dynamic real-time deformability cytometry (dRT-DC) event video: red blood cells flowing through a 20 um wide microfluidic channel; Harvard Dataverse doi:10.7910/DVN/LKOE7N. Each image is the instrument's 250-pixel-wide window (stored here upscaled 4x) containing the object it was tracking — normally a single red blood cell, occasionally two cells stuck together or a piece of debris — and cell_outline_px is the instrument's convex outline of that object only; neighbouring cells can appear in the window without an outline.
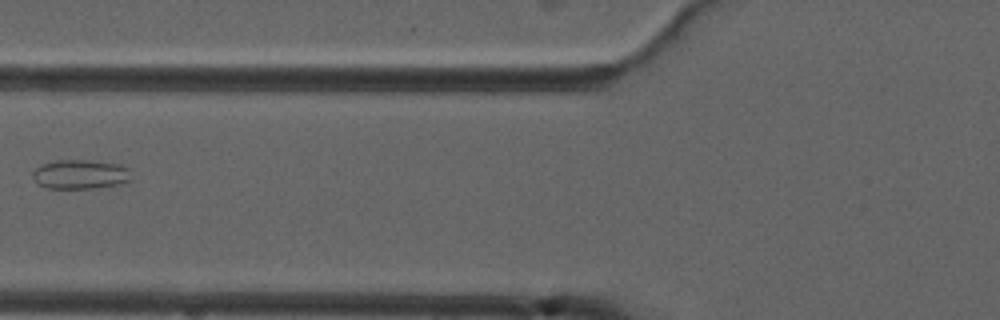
{"species": "common noctule bat (a hibernating species)", "species_latin": "Nyctalus noctula", "temperature_condition": "cold", "stored_images_in_passage": 3, "camera_frame_rate_fps": 3000, "um_per_image_px": 0.085, "animal": {"sex": "male", "forearm_length_mm": 52.5}, "frame": {"image": 1, "passage_image": 2, "time_ms": 1.333, "image_size_px": [1000, 320], "cell_outline_px": [[132, 180], [116, 184], [92, 188], [48, 188], [40, 184], [32, 176], [32, 172], [40, 164], [56, 160], [88, 160], [120, 164], [128, 168]], "centroid_in_image_um": [6.82, 14.8], "position_along_channel_um": 119.0, "area_um2": 16.7}}